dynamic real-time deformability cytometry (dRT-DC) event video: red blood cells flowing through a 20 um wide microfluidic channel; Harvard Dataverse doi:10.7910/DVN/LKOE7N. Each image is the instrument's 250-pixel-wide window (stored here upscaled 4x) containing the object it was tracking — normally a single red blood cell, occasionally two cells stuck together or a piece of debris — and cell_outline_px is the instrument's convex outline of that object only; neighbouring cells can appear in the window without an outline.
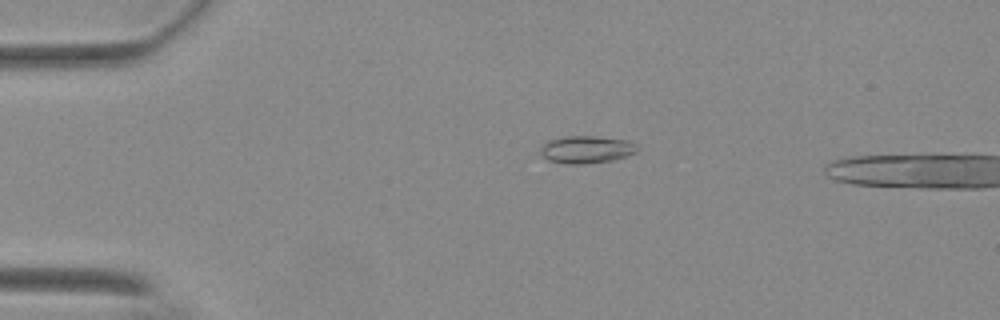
{"species": "Egyptian fruit bat (a non-hibernating species)", "species_latin": "Rousettus aegyptiacus", "temperature_condition": "warm", "stored_images_in_passage": 5, "camera_frame_rate_fps": 3000, "um_per_image_px": 0.085, "animal": {"sex": "female"}, "frame": {"image": 1, "passage_image": 2, "time_ms": 0.333, "image_size_px": [1000, 320], "cell_outline_px": [[636, 152], [612, 160], [580, 164], [568, 164], [548, 160], [540, 152], [540, 148], [548, 140], [564, 136], [592, 136], [624, 140], [636, 144]], "centroid_in_image_um": [49.79, 12.7], "position_along_channel_um": 35.2, "area_um2": 15.14}}